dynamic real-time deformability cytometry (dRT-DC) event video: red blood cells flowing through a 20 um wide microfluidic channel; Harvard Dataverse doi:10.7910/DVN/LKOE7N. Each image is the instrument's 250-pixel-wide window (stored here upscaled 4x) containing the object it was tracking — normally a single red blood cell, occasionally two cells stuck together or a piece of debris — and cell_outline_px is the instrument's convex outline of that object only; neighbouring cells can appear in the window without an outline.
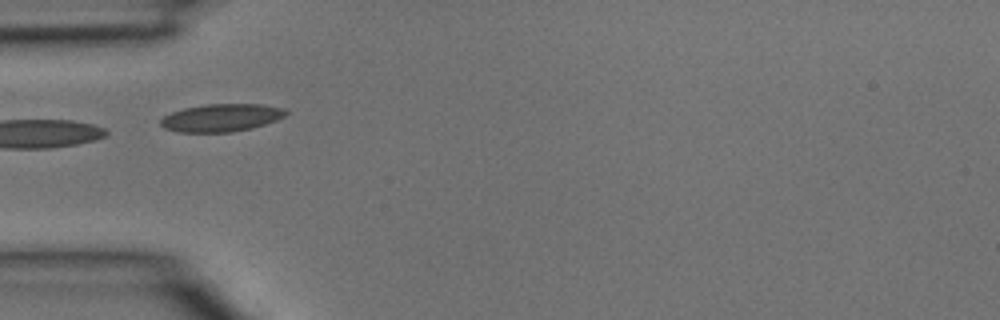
{"species": "common noctule bat (a hibernating species)", "species_latin": "Nyctalus noctula", "temperature_condition": "room temperature", "stored_images_in_passage": 12, "camera_frame_rate_fps": 3000, "um_per_image_px": 0.085, "animal": {"sex": "male", "body_mass_g": 15.6}, "frame": {"image": 1, "passage_image": 1, "time_ms": 0.0, "image_size_px": [1000, 320], "cell_outline_px": [[288, 112], [284, 116], [276, 120], [252, 128], [232, 132], [180, 132], [164, 128], [160, 124], [160, 120], [164, 116], [172, 112], [184, 108], [208, 104], [260, 104], [284, 108]], "centroid_in_image_um": [18.81, 10.01], "position_along_channel_um": 66.2, "area_um2": 20.11}}